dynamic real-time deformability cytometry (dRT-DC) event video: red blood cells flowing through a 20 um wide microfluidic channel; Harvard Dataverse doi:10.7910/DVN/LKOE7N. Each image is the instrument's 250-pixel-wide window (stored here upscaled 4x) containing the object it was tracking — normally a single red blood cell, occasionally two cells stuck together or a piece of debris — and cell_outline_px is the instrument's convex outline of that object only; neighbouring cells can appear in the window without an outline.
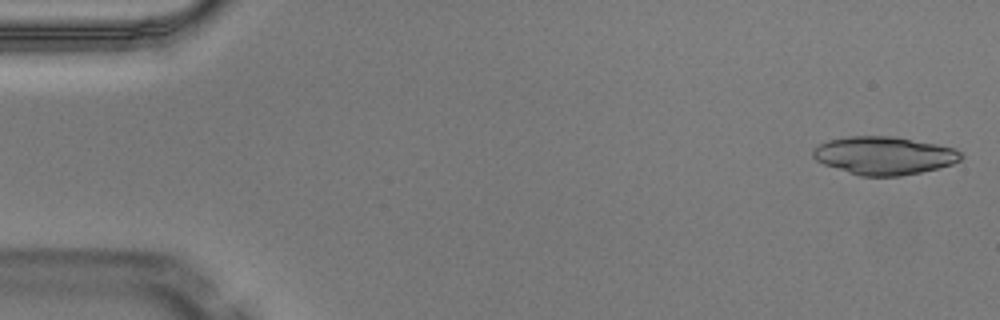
{"species": "Egyptian fruit bat (a non-hibernating species)", "species_latin": "Rousettus aegyptiacus", "temperature_condition": "warm", "stored_images_in_passage": 5, "camera_frame_rate_fps": 3000, "um_per_image_px": 0.085, "animal": {"sex": "male"}, "frame": {"image": 1, "passage_image": 1, "time_ms": 0.0, "image_size_px": [1000, 320], "cell_outline_px": [[964, 156], [960, 160], [952, 164], [920, 172], [900, 176], [860, 176], [824, 164], [816, 160], [812, 156], [812, 148], [828, 140], [848, 136], [892, 136], [936, 144], [956, 148]], "centroid_in_image_um": [75.13, 13.22], "position_along_channel_um": 9.9, "area_um2": 32.71}}
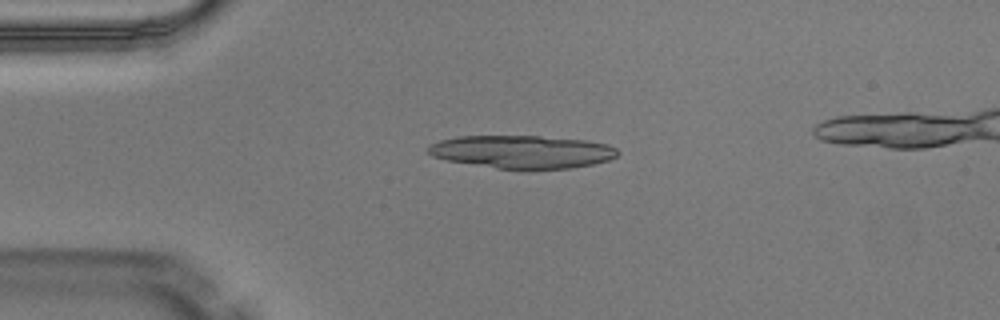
{"frame": {"image": 2, "passage_image": 4, "time_ms": 1.0, "image_size_px": [1000, 320], "cell_outline_px": [[620, 152], [616, 156], [608, 160], [592, 164], [572, 168], [524, 172], [496, 168], [448, 160], [432, 156], [428, 152], [428, 148], [432, 144], [440, 140], [456, 136], [540, 136], [588, 140], [608, 144], [616, 148]], "centroid_in_image_um": [44.44, 12.93], "position_along_channel_um": 40.6, "area_um2": 37.17}}